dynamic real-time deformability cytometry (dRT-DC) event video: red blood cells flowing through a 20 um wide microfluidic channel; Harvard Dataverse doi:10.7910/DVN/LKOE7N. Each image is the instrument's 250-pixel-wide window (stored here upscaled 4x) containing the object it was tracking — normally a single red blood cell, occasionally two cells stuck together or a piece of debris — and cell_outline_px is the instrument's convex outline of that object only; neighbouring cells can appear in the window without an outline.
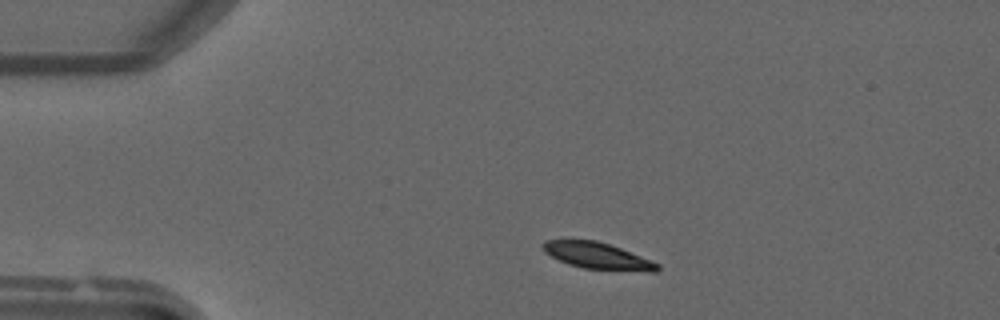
{"species": "common noctule bat (a hibernating species)", "species_latin": "Nyctalus noctula", "temperature_condition": "warm", "stored_images_in_passage": 12, "camera_frame_rate_fps": 3000, "um_per_image_px": 0.085, "animal": {"sex": "male", "forearm_length_mm": 52.5}, "frame": {"image": 1, "passage_image": 5, "time_ms": 1.333, "image_size_px": [1000, 320], "cell_outline_px": [[660, 268], [656, 272], [648, 272], [584, 268], [568, 264], [544, 252], [540, 248], [540, 244], [544, 240], [596, 240], [620, 248], [652, 260], [660, 264]], "centroid_in_image_um": [50.79, 21.74], "position_along_channel_um": 34.2, "area_um2": 17.74}}